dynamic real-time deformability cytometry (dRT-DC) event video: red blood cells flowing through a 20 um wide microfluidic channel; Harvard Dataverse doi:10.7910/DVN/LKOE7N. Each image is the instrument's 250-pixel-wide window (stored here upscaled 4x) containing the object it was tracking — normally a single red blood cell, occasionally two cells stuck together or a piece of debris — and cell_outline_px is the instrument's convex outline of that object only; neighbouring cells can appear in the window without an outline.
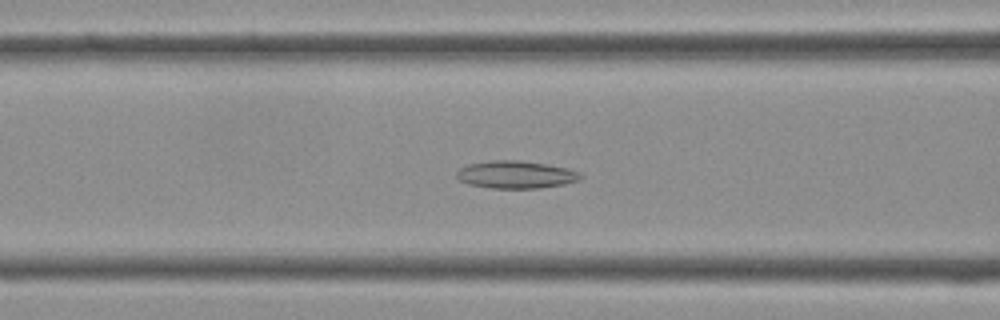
{"species": "Egyptian fruit bat (a non-hibernating species)", "species_latin": "Rousettus aegyptiacus", "temperature_condition": "cold", "stored_images_in_passage": 37, "camera_frame_rate_fps": 3000, "um_per_image_px": 0.085, "frame": {"image": 1, "passage_image": 12, "time_ms": 3.667, "image_size_px": [1000, 320], "cell_outline_px": [[584, 176], [580, 180], [564, 184], [540, 188], [492, 188], [468, 184], [460, 180], [456, 176], [456, 172], [460, 168], [468, 164], [492, 160], [520, 160], [548, 164], [568, 168], [580, 172]], "centroid_in_image_um": [43.88, 14.83], "position_along_channel_um": 122.7, "area_um2": 20.06}}
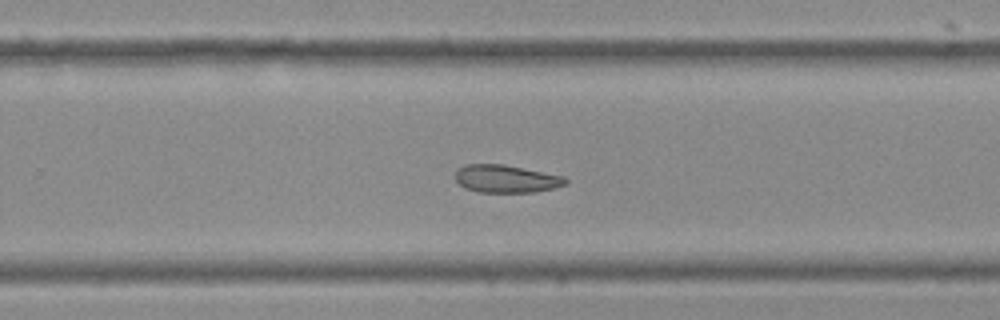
{"frame": {"image": 2, "passage_image": 22, "time_ms": 7.0, "image_size_px": [1000, 320], "cell_outline_px": [[568, 184], [556, 188], [536, 192], [480, 192], [464, 188], [456, 180], [456, 168], [464, 164], [504, 164], [564, 176], [568, 180]], "centroid_in_image_um": [43.04, 15.19], "position_along_channel_um": 286.8, "area_um2": 18.03}}
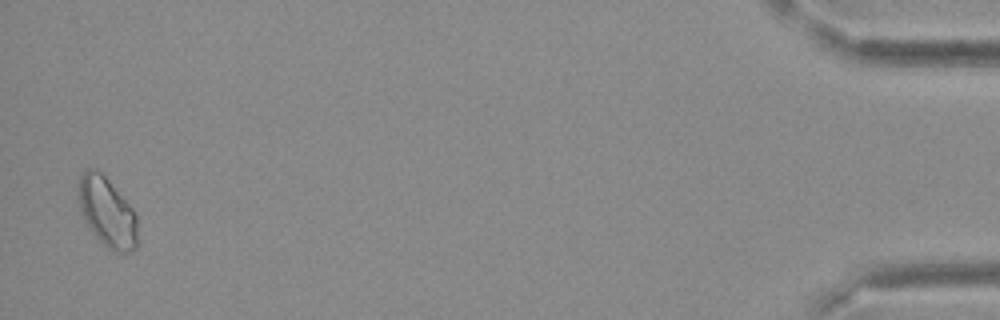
{"frame": {"image": 3, "passage_image": 36, "time_ms": 11.667, "image_size_px": [1000, 320], "cell_outline_px": [[136, 248], [128, 252], [112, 252], [88, 228], [84, 220], [80, 208], [80, 176], [88, 168], [96, 168], [108, 180], [132, 208], [136, 216]], "centroid_in_image_um": [9.11, 18.05], "position_along_channel_um": 426.1, "area_um2": 23.35}}